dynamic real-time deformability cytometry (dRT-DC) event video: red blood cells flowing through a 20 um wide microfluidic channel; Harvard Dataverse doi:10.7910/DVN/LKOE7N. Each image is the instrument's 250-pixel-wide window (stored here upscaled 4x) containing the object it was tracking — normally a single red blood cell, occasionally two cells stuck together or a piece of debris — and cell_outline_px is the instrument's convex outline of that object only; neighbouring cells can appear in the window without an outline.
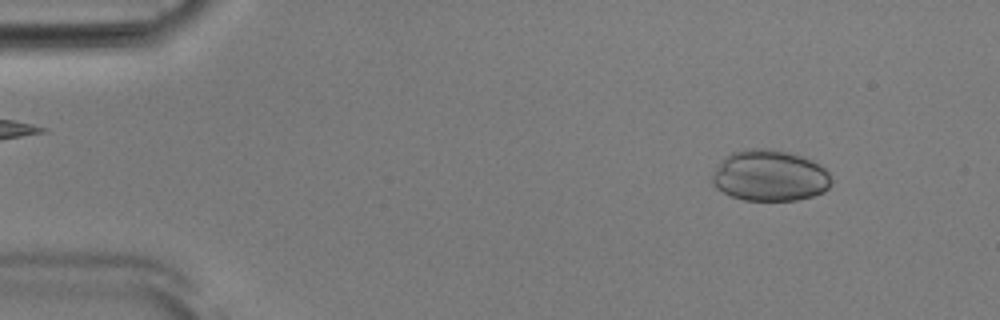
{"species": "Egyptian fruit bat (a non-hibernating species)", "species_latin": "Rousettus aegyptiacus", "temperature_condition": "room temperature", "stored_images_in_passage": 51, "camera_frame_rate_fps": 3000, "um_per_image_px": 0.085, "animal": {"sex": "male"}, "frame": {"image": 1, "passage_image": 5, "time_ms": 1.333, "image_size_px": [1000, 320], "cell_outline_px": [[828, 188], [824, 192], [812, 196], [796, 200], [744, 200], [732, 196], [716, 188], [712, 184], [712, 176], [716, 168], [732, 152], [748, 148], [772, 148], [788, 152], [812, 160], [820, 164], [828, 172]], "centroid_in_image_um": [65.42, 14.92], "position_along_channel_um": 19.6, "area_um2": 35.14}}
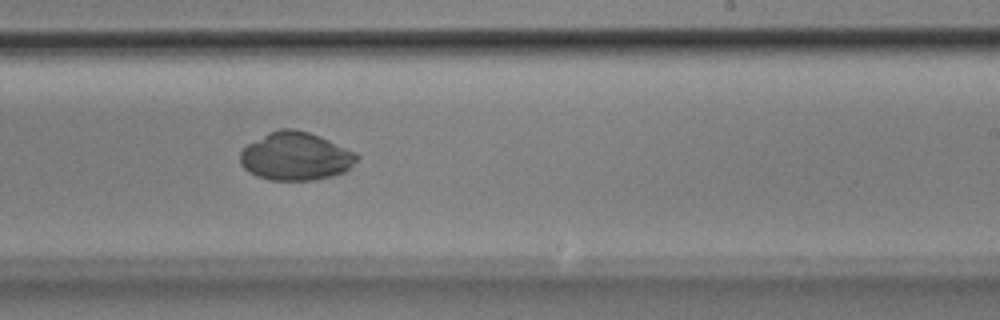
{"frame": {"image": 2, "passage_image": 31, "time_ms": 10.0, "image_size_px": [1000, 320], "cell_outline_px": [[360, 156], [344, 172], [332, 176], [316, 180], [268, 180], [256, 176], [248, 172], [240, 164], [240, 152], [248, 144], [268, 132], [280, 128], [296, 128], [320, 136], [356, 152]], "centroid_in_image_um": [25.11, 13.28], "position_along_channel_um": 263.9, "area_um2": 32.89}}
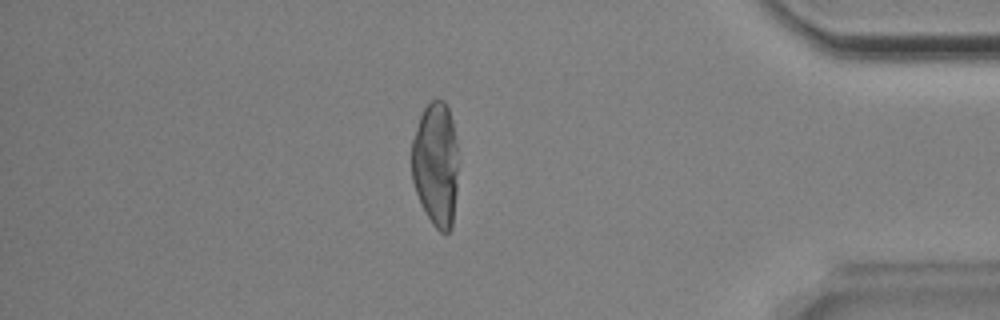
{"frame": {"image": 3, "passage_image": 44, "time_ms": 14.333, "image_size_px": [1000, 320], "cell_outline_px": [[456, 192], [452, 228], [448, 232], [440, 232], [432, 224], [416, 192], [412, 180], [412, 140], [420, 116], [424, 108], [432, 100], [444, 100], [448, 108], [452, 120], [456, 140]], "centroid_in_image_um": [37.03, 13.96], "position_along_channel_um": 398.2, "area_um2": 33.35}}